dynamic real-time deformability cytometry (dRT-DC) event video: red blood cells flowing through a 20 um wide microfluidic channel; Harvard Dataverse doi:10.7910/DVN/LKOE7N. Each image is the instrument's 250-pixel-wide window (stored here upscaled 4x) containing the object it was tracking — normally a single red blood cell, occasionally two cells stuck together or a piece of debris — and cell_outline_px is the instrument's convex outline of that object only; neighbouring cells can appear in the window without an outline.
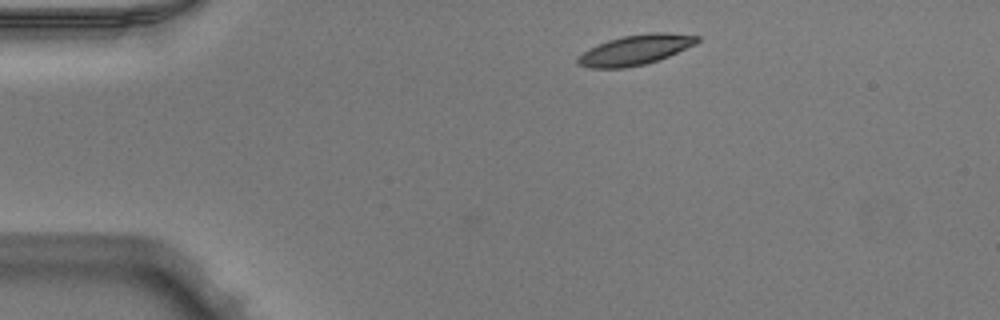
{"species": "Egyptian fruit bat (a non-hibernating species)", "species_latin": "Rousettus aegyptiacus", "temperature_condition": "warm", "stored_images_in_passage": 4, "camera_frame_rate_fps": 3000, "um_per_image_px": 0.085, "animal": {"sex": "male"}, "frame": {"image": 1, "passage_image": 1, "time_ms": 0.0, "image_size_px": [1000, 320], "cell_outline_px": [[700, 40], [696, 44], [668, 56], [644, 64], [624, 68], [588, 68], [576, 64], [576, 60], [588, 48], [608, 40], [624, 36], [648, 32], [668, 32], [700, 36]], "centroid_in_image_um": [54.01, 4.23], "position_along_channel_um": 31.0, "area_um2": 20.87}}